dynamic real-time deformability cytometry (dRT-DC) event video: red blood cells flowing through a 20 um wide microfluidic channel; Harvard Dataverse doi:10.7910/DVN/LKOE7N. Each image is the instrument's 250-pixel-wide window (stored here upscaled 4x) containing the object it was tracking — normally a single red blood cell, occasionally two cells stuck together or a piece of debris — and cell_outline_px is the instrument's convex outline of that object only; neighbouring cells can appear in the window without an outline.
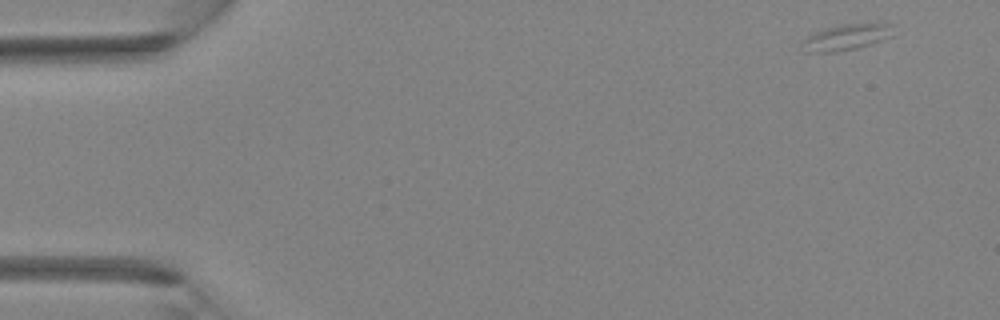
{"species": "Egyptian fruit bat (a non-hibernating species)", "species_latin": "Rousettus aegyptiacus", "temperature_condition": "room temperature", "stored_images_in_passage": 39, "camera_frame_rate_fps": 3000, "um_per_image_px": 0.085, "animal": {"sex": "female"}, "frame": {"image": 1, "passage_image": 1, "time_ms": 0.0, "image_size_px": [1000, 320], "cell_outline_px": [[892, 36], [856, 48], [836, 52], [808, 52], [804, 40], [808, 36], [816, 32], [828, 28], [844, 24], [884, 20], [892, 24]], "centroid_in_image_um": [72.1, 3.1], "position_along_channel_um": 12.9, "area_um2": 13.7}}
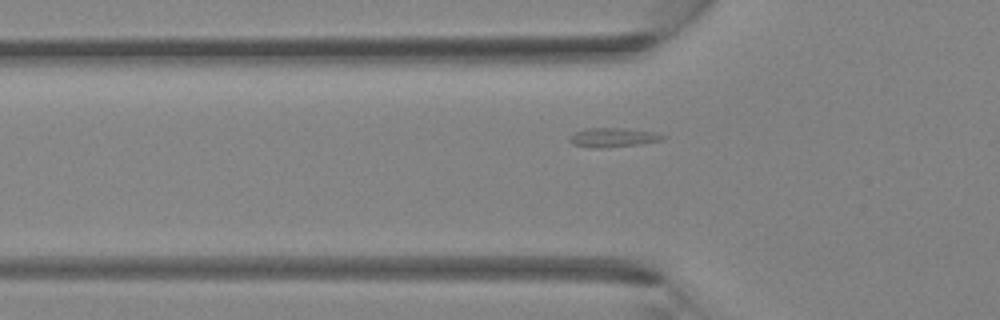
{"frame": {"image": 2, "passage_image": 12, "time_ms": 3.667, "image_size_px": [1000, 320], "cell_outline_px": [[668, 136], [660, 140], [640, 144], [604, 148], [592, 148], [572, 144], [568, 140], [568, 136], [584, 128], [624, 128], [652, 132]], "centroid_in_image_um": [52.04, 11.69], "position_along_channel_um": 73.8, "area_um2": 10.46}}